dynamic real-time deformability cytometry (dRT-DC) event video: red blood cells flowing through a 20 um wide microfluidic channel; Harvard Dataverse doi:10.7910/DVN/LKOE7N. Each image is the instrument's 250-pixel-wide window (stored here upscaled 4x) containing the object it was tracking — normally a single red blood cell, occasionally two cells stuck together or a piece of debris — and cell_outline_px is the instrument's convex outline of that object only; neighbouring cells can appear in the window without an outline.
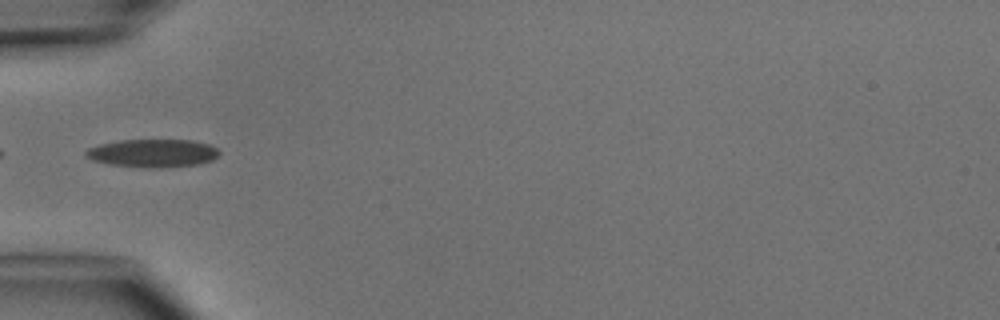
{"species": "common noctule bat (a hibernating species)", "species_latin": "Nyctalus noctula", "temperature_condition": "cold", "stored_images_in_passage": 3, "camera_frame_rate_fps": 3000, "um_per_image_px": 0.085, "animal": {"sex": "male", "body_mass_g": 15.6}, "frame": {"image": 1, "passage_image": 2, "time_ms": 1.333, "image_size_px": [1000, 320], "cell_outline_px": [[220, 152], [212, 160], [200, 164], [160, 168], [144, 168], [108, 164], [92, 160], [84, 156], [84, 152], [88, 148], [100, 144], [120, 140], [192, 140], [208, 144], [216, 148]], "centroid_in_image_um": [12.95, 13.03], "position_along_channel_um": 72.0, "area_um2": 21.96}}